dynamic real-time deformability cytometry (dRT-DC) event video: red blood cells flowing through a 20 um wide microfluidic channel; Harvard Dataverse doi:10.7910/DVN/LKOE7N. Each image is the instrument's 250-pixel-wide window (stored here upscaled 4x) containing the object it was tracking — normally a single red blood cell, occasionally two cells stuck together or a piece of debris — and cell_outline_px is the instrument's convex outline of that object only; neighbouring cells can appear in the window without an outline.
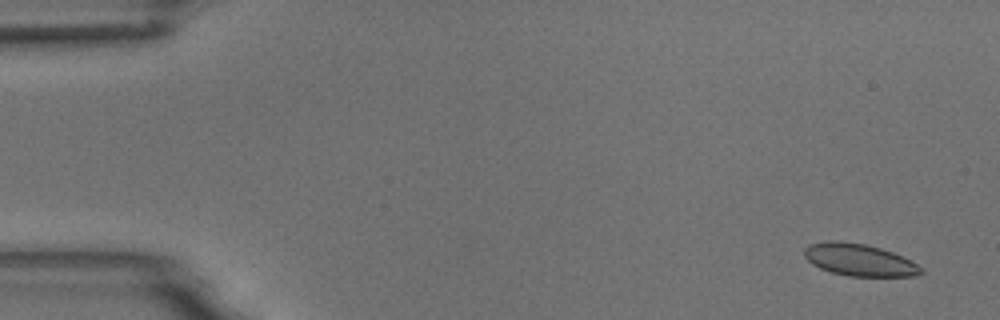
{"species": "common noctule bat (a hibernating species)", "species_latin": "Nyctalus noctula", "temperature_condition": "room temperature", "stored_images_in_passage": 54, "camera_frame_rate_fps": 3000, "um_per_image_px": 0.085, "animal": {"sex": "male", "body_mass_g": 18.8}, "frame": {"image": 1, "passage_image": 3, "time_ms": 0.667, "image_size_px": [1000, 320], "cell_outline_px": [[924, 272], [920, 276], [848, 276], [832, 272], [820, 268], [812, 264], [804, 256], [804, 248], [808, 244], [828, 240], [840, 240], [864, 244], [880, 248], [892, 252], [912, 260], [924, 268]], "centroid_in_image_um": [73.06, 22.09], "position_along_channel_um": 11.9, "area_um2": 22.14}}
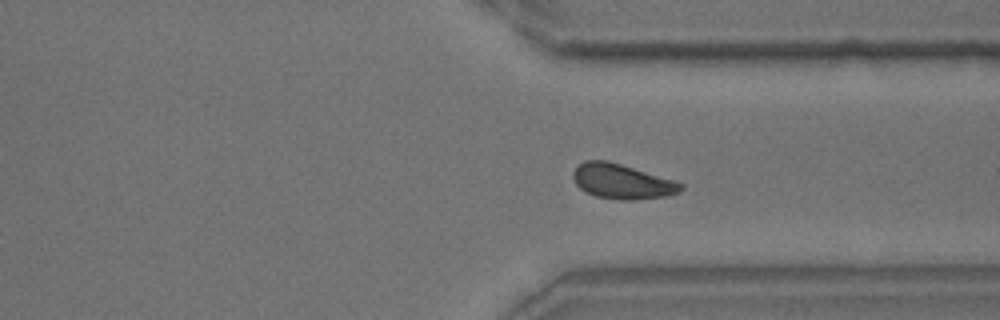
{"frame": {"image": 2, "passage_image": 41, "time_ms": 13.333, "image_size_px": [1000, 320], "cell_outline_px": [[684, 188], [680, 192], [668, 196], [628, 200], [620, 200], [596, 196], [580, 188], [576, 184], [572, 176], [572, 172], [584, 160], [608, 160], [672, 180], [684, 184]], "centroid_in_image_um": [52.87, 15.42], "position_along_channel_um": 358.5, "area_um2": 21.68}}
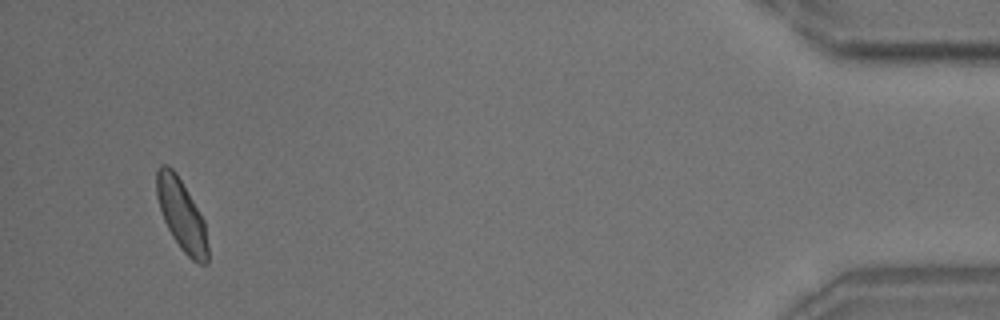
{"frame": {"image": 3, "passage_image": 52, "time_ms": 17.0, "image_size_px": [1000, 320], "cell_outline_px": [[208, 264], [200, 264], [192, 260], [180, 248], [172, 236], [164, 220], [156, 196], [156, 172], [160, 164], [168, 164], [176, 172], [204, 220], [208, 244]], "centroid_in_image_um": [15.43, 18.26], "position_along_channel_um": 419.8, "area_um2": 21.21}, "authors_computed_cell_mechanics": {"area_um2": 21.9351, "velocity_mm_per_s": 3.7242, "shape_relaxation_time_tau1_ms": 3.0516, "shape_relaxation_time_tau2_ms": 0.9329, "deformation_change_tau1": 0.0738, "deformation_change_tau2": 0.0547}}